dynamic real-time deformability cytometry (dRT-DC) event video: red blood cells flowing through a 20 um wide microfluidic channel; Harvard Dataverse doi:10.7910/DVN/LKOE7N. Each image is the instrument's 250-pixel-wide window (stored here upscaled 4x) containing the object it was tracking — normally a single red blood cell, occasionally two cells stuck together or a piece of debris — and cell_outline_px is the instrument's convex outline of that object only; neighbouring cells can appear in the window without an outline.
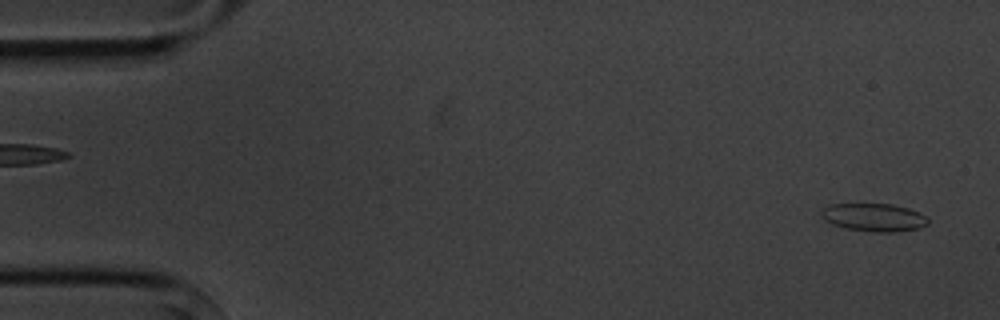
{"species": "common noctule bat (a hibernating species)", "species_latin": "Nyctalus noctula", "temperature_condition": "cold", "stored_images_in_passage": 6, "camera_frame_rate_fps": 3000, "um_per_image_px": 0.085, "animal": {"sex": "male", "body_mass_g": 20.1, "forearm_length_mm": 53.5}, "frame": {"image": 1, "passage_image": 1, "time_ms": 0.0, "image_size_px": [1000, 320], "cell_outline_px": [[928, 224], [920, 228], [896, 232], [872, 232], [848, 228], [832, 224], [824, 220], [820, 216], [820, 212], [828, 204], [892, 204], [908, 208], [924, 216], [928, 220]], "centroid_in_image_um": [74.25, 18.48], "position_along_channel_um": 10.8, "area_um2": 17.34}}
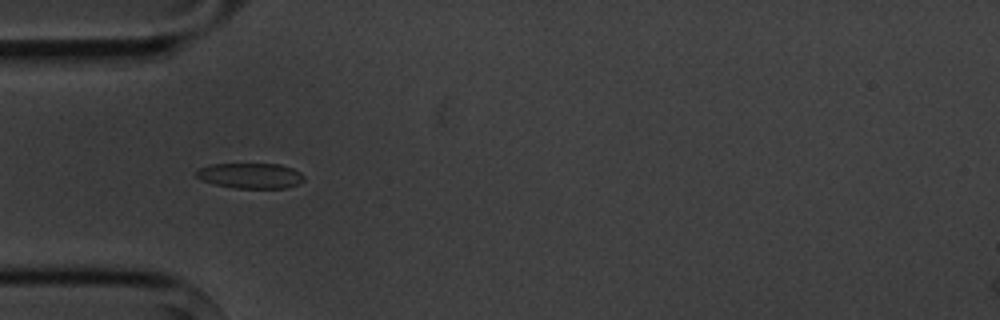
{"frame": {"image": 2, "passage_image": 5, "time_ms": 4.667, "image_size_px": [1000, 320], "cell_outline_px": [[304, 180], [300, 184], [284, 188], [236, 188], [216, 184], [200, 180], [196, 176], [196, 172], [200, 168], [212, 164], [280, 164], [292, 168], [300, 172], [304, 176]], "centroid_in_image_um": [21.32, 14.93], "position_along_channel_um": 63.7, "area_um2": 15.9}}
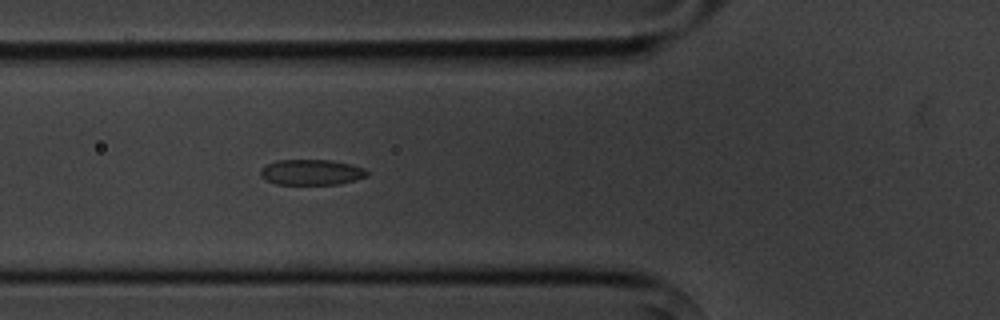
{"frame": {"image": 3, "passage_image": 6, "time_ms": 5.667, "image_size_px": [1000, 320], "cell_outline_px": [[368, 176], [356, 180], [340, 184], [276, 184], [260, 176], [260, 168], [276, 160], [332, 160], [352, 164], [364, 168], [368, 172]], "centroid_in_image_um": [26.5, 14.63], "position_along_channel_um": 99.3, "area_um2": 15.95}}